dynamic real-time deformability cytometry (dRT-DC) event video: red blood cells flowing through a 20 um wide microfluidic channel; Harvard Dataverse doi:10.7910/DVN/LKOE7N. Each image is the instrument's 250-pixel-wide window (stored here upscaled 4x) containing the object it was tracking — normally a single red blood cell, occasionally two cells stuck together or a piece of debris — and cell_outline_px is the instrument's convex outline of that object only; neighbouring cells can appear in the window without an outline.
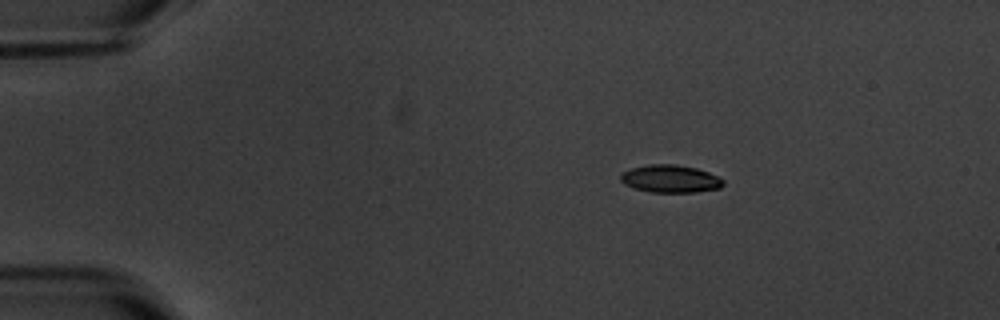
{"species": "common noctule bat (a hibernating species)", "species_latin": "Nyctalus noctula", "temperature_condition": "warm", "stored_images_in_passage": 5, "camera_frame_rate_fps": 3000, "um_per_image_px": 0.085, "animal": {"sex": "male", "body_mass_g": 20.1, "forearm_length_mm": 53.5}, "frame": {"image": 1, "passage_image": 3, "time_ms": 2.333, "image_size_px": [1000, 320], "cell_outline_px": [[724, 184], [720, 188], [696, 192], [652, 192], [636, 188], [624, 184], [620, 180], [620, 172], [632, 168], [648, 164], [676, 164], [696, 168], [708, 172], [724, 180]], "centroid_in_image_um": [56.97, 15.19], "position_along_channel_um": 28.0, "area_um2": 16.53}}
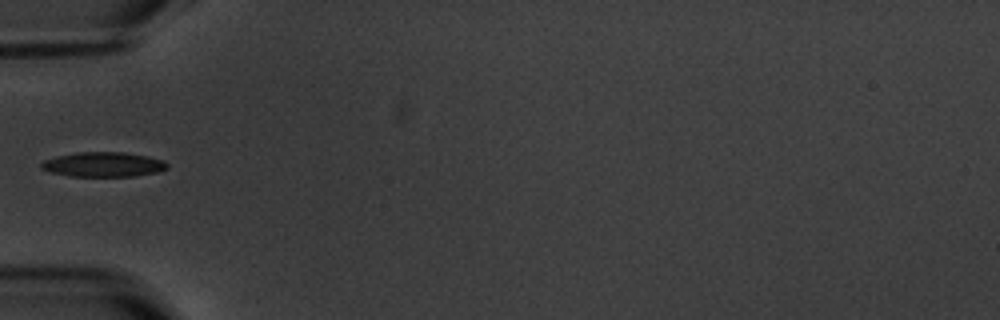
{"frame": {"image": 2, "passage_image": 5, "time_ms": 5.667, "image_size_px": [1000, 320], "cell_outline_px": [[168, 168], [156, 172], [136, 176], [68, 176], [52, 172], [40, 168], [40, 164], [44, 160], [56, 156], [76, 152], [124, 152], [148, 156], [164, 160], [168, 164]], "centroid_in_image_um": [8.79, 13.97], "position_along_channel_um": 76.2, "area_um2": 18.21}}